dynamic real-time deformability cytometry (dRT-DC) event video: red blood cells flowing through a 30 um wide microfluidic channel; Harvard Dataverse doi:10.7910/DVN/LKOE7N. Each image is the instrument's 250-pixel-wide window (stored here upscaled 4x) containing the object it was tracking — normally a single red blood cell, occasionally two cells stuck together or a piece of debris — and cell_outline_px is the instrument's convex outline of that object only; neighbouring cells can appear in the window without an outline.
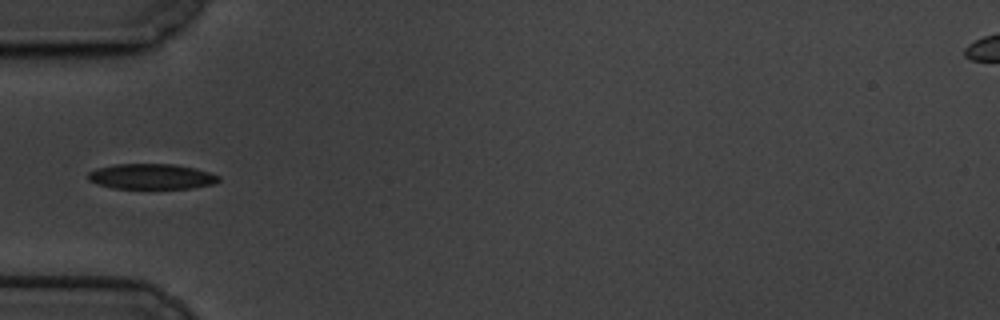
{"species": "common noctule bat (a hibernating species)", "species_latin": "Nyctalus noctula", "temperature_condition": "cold", "stored_images_in_passage": 25, "camera_frame_rate_fps": 3000, "um_per_image_px": 0.085, "animal": {"sex": "male", "body_mass_g": 19.5, "forearm_length_mm": 54.6}, "frame": {"image": 1, "passage_image": 1, "time_ms": 0.0, "image_size_px": [1000, 320], "cell_outline_px": [[220, 180], [212, 184], [192, 188], [112, 188], [96, 184], [88, 180], [88, 172], [96, 168], [112, 164], [176, 164], [196, 168], [220, 176]], "centroid_in_image_um": [12.84, 14.99], "position_along_channel_um": 72.2, "area_um2": 19.42}}
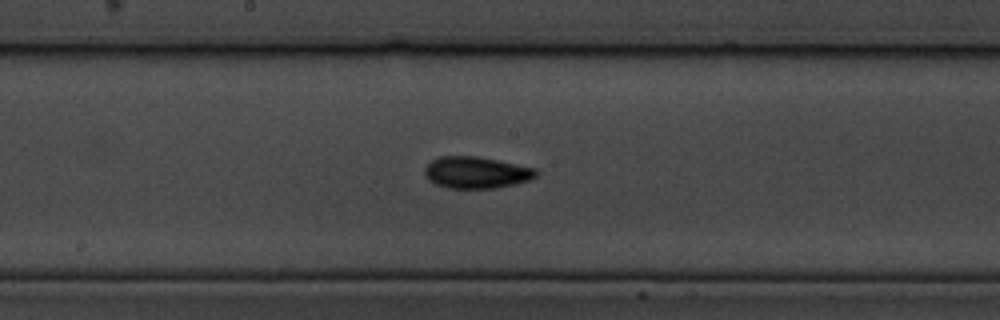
{"frame": {"image": 2, "passage_image": 13, "time_ms": 4.0, "image_size_px": [1000, 320], "cell_outline_px": [[540, 172], [536, 176], [528, 180], [512, 184], [492, 188], [448, 188], [436, 184], [428, 180], [424, 176], [424, 168], [432, 160], [440, 156], [476, 156], [536, 168]], "centroid_in_image_um": [40.45, 14.66], "position_along_channel_um": 207.7, "area_um2": 20.46}}
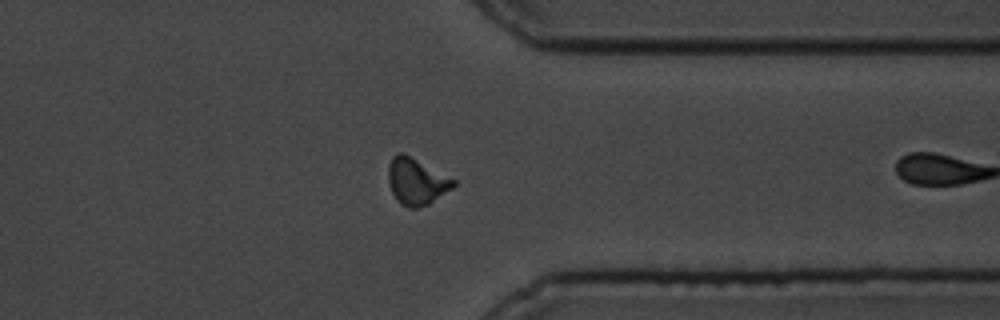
{"frame": {"image": 3, "passage_image": 24, "time_ms": 7.667, "image_size_px": [1000, 320], "cell_outline_px": [[456, 184], [452, 188], [428, 204], [416, 208], [408, 208], [400, 204], [396, 200], [392, 192], [388, 180], [388, 164], [392, 156], [396, 152], [404, 152], [456, 180]], "centroid_in_image_um": [35.37, 15.4], "position_along_channel_um": 376.0, "area_um2": 17.8}}